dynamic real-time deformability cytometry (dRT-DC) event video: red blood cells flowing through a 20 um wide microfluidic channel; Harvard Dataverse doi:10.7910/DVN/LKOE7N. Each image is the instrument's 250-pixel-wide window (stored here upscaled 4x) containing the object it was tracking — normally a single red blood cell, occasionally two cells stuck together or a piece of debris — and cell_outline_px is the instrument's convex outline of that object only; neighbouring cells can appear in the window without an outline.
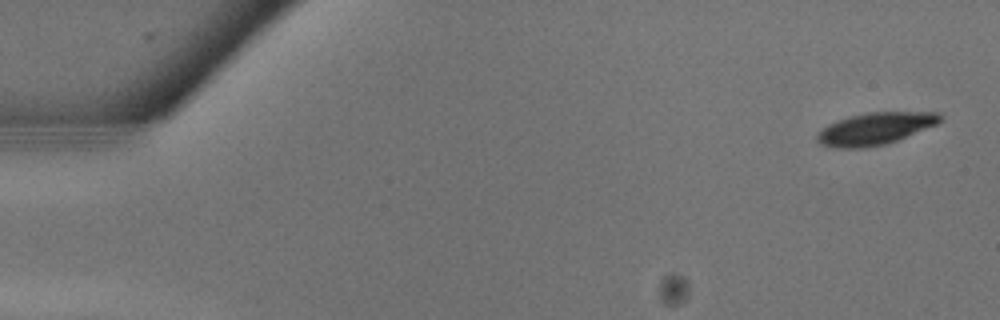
{"species": "common noctule bat (a hibernating species)", "species_latin": "Nyctalus noctula", "temperature_condition": "warm", "stored_images_in_passage": 12, "camera_frame_rate_fps": 3000, "um_per_image_px": 0.085, "animal": {"sex": "male", "body_mass_g": 13.3}, "frame": {"image": 1, "passage_image": 1, "time_ms": 0.0, "image_size_px": [1000, 320], "cell_outline_px": [[944, 120], [936, 124], [896, 140], [884, 144], [864, 148], [836, 148], [820, 144], [816, 140], [816, 136], [828, 124], [836, 120], [848, 116], [868, 112], [940, 112], [944, 116]], "centroid_in_image_um": [74.39, 10.92], "position_along_channel_um": 10.6, "area_um2": 22.95}}
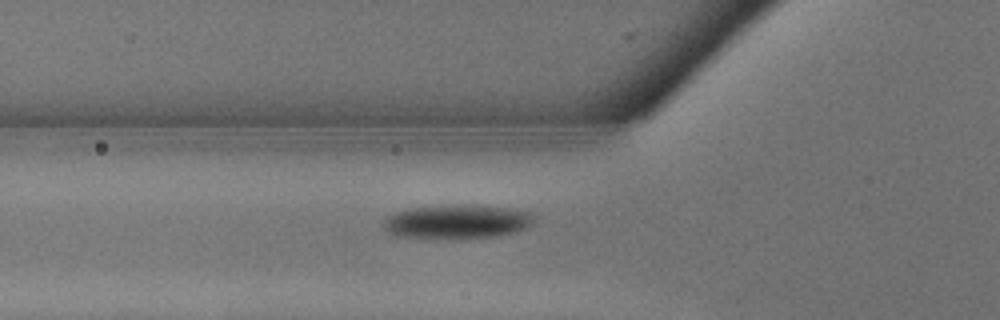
{"frame": {"image": 2, "passage_image": 10, "time_ms": 3.0, "image_size_px": [1000, 320], "cell_outline_px": [[532, 224], [516, 232], [500, 236], [400, 236], [388, 232], [384, 228], [384, 220], [388, 216], [396, 212], [412, 208], [448, 204], [476, 204], [508, 208], [528, 212], [532, 216]], "centroid_in_image_um": [38.87, 18.78], "position_along_channel_um": 86.9, "area_um2": 28.9}}
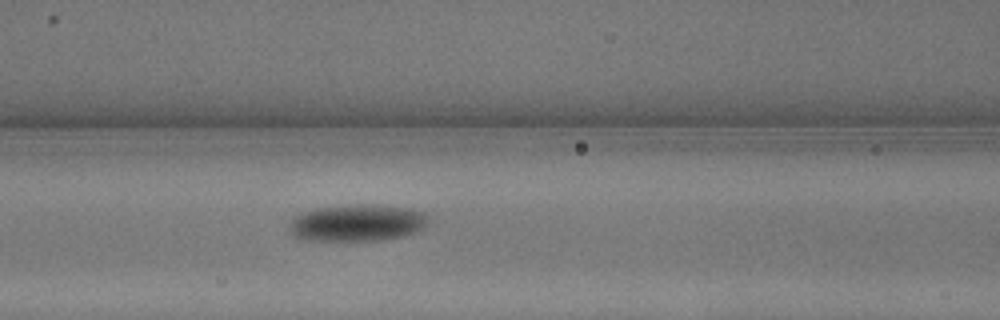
{"frame": {"image": 3, "passage_image": 12, "time_ms": 3.667, "image_size_px": [1000, 320], "cell_outline_px": [[428, 216], [424, 228], [416, 232], [404, 236], [380, 240], [308, 240], [292, 236], [288, 228], [288, 224], [296, 216], [304, 212], [316, 208], [356, 204], [368, 204], [408, 208], [424, 212]], "centroid_in_image_um": [30.35, 18.94], "position_along_channel_um": 136.2, "area_um2": 29.82}}